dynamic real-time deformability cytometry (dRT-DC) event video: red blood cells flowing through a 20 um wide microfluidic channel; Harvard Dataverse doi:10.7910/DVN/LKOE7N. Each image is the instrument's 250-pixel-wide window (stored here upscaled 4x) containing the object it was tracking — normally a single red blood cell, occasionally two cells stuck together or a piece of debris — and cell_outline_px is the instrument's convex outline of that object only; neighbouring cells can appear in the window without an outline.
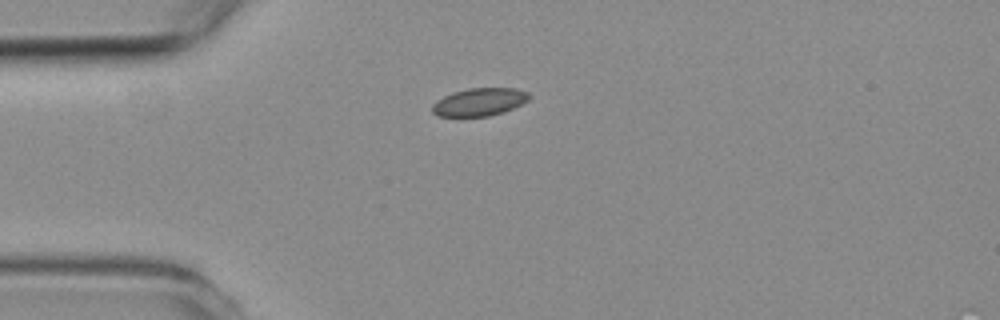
{"species": "common noctule bat (a hibernating species)", "species_latin": "Nyctalus noctula", "temperature_condition": "room temperature", "stored_images_in_passage": 4, "camera_frame_rate_fps": 3000, "um_per_image_px": 0.085, "animal": {"sex": "female", "body_mass_g": 19.3, "forearm_length_mm": 54.1}, "frame": {"image": 1, "passage_image": 1, "time_ms": 0.0, "image_size_px": [1000, 320], "cell_outline_px": [[532, 96], [528, 100], [504, 112], [488, 116], [440, 116], [432, 112], [432, 104], [436, 100], [452, 92], [468, 88], [516, 88], [528, 92]], "centroid_in_image_um": [40.75, 8.65], "position_along_channel_um": 44.2, "area_um2": 15.72}}
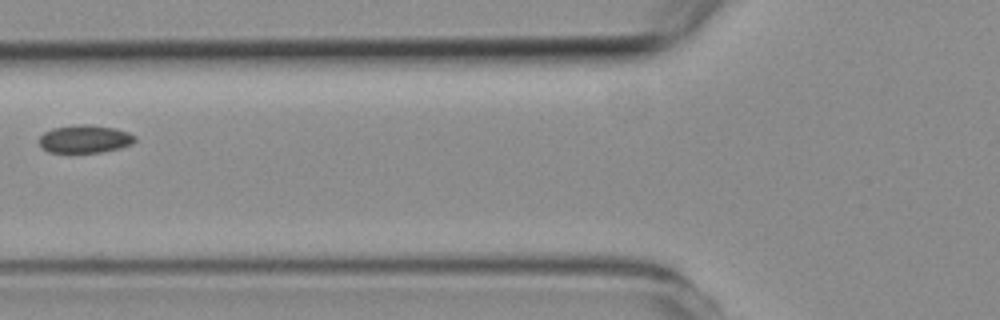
{"frame": {"image": 2, "passage_image": 3, "time_ms": 2.333, "image_size_px": [1000, 320], "cell_outline_px": [[136, 140], [132, 144], [120, 148], [100, 152], [48, 152], [40, 144], [40, 136], [44, 132], [52, 128], [76, 124], [88, 124], [116, 128], [128, 132], [136, 136]], "centroid_in_image_um": [7.24, 11.8], "position_along_channel_um": 118.6, "area_um2": 15.61}}
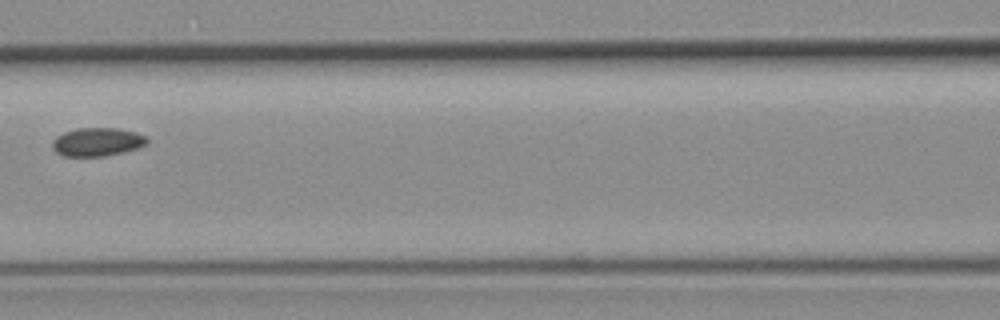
{"frame": {"image": 3, "passage_image": 4, "time_ms": 3.333, "image_size_px": [1000, 320], "cell_outline_px": [[148, 144], [136, 148], [104, 156], [64, 156], [56, 152], [52, 148], [52, 140], [56, 136], [64, 132], [76, 128], [120, 128], [136, 132], [144, 136], [148, 140]], "centroid_in_image_um": [8.23, 12.05], "position_along_channel_um": 158.4, "area_um2": 15.66}}